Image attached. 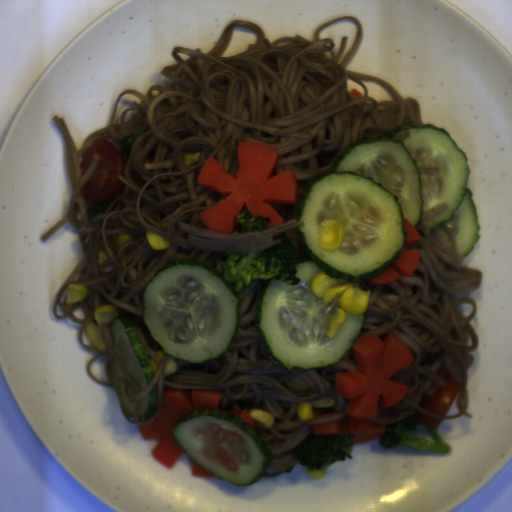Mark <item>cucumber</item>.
Listing matches in <instances>:
<instances>
[{
	"label": "cucumber",
	"mask_w": 512,
	"mask_h": 512,
	"mask_svg": "<svg viewBox=\"0 0 512 512\" xmlns=\"http://www.w3.org/2000/svg\"><path fill=\"white\" fill-rule=\"evenodd\" d=\"M407 131V139L393 140ZM418 167H436L439 173L421 175ZM470 174L467 155L446 130L430 123L409 121L343 149L330 171L308 184L295 216L303 222L295 228L302 244L295 266L300 283L269 278L255 303V325L268 355L289 371L340 363L359 337L365 312H345L344 323L330 338L327 331L339 299L323 302L313 293L312 281L326 273L365 291L362 282L402 254L404 219L417 228L424 213L447 204L446 212L423 223L453 249L440 226L445 224L456 254H471L481 225L468 188ZM328 219L345 228L342 246L333 251L318 244L320 226Z\"/></svg>",
	"instance_id": "8b760119"
},
{
	"label": "cucumber",
	"mask_w": 512,
	"mask_h": 512,
	"mask_svg": "<svg viewBox=\"0 0 512 512\" xmlns=\"http://www.w3.org/2000/svg\"><path fill=\"white\" fill-rule=\"evenodd\" d=\"M116 378H126L116 359L112 361Z\"/></svg>",
	"instance_id": "570f5f39"
},
{
	"label": "cucumber",
	"mask_w": 512,
	"mask_h": 512,
	"mask_svg": "<svg viewBox=\"0 0 512 512\" xmlns=\"http://www.w3.org/2000/svg\"><path fill=\"white\" fill-rule=\"evenodd\" d=\"M112 339V349L124 362L130 379L139 394L152 381L155 373L135 324L128 318L116 316L107 323Z\"/></svg>",
	"instance_id": "2a18db57"
},
{
	"label": "cucumber",
	"mask_w": 512,
	"mask_h": 512,
	"mask_svg": "<svg viewBox=\"0 0 512 512\" xmlns=\"http://www.w3.org/2000/svg\"><path fill=\"white\" fill-rule=\"evenodd\" d=\"M171 434L188 458L237 487L260 479L273 460L264 436L227 411L206 407L191 410L173 424Z\"/></svg>",
	"instance_id": "888e309b"
},
{
	"label": "cucumber",
	"mask_w": 512,
	"mask_h": 512,
	"mask_svg": "<svg viewBox=\"0 0 512 512\" xmlns=\"http://www.w3.org/2000/svg\"><path fill=\"white\" fill-rule=\"evenodd\" d=\"M116 386L119 389V392H120V395H121V398H122V402H123L124 408H125L128 416H129V418L133 419V417H134V408H135L136 403H131V402H127L126 401V399H125V391H124V384H116Z\"/></svg>",
	"instance_id": "9523449b"
},
{
	"label": "cucumber",
	"mask_w": 512,
	"mask_h": 512,
	"mask_svg": "<svg viewBox=\"0 0 512 512\" xmlns=\"http://www.w3.org/2000/svg\"><path fill=\"white\" fill-rule=\"evenodd\" d=\"M143 320L166 355L192 364L221 358L242 319L240 292L212 264L172 260L143 292Z\"/></svg>",
	"instance_id": "586b57bf"
},
{
	"label": "cucumber",
	"mask_w": 512,
	"mask_h": 512,
	"mask_svg": "<svg viewBox=\"0 0 512 512\" xmlns=\"http://www.w3.org/2000/svg\"><path fill=\"white\" fill-rule=\"evenodd\" d=\"M159 403L157 397V381L152 385L149 392L141 398L137 417L148 419L158 411Z\"/></svg>",
	"instance_id": "734fbe4a"
}]
</instances>
